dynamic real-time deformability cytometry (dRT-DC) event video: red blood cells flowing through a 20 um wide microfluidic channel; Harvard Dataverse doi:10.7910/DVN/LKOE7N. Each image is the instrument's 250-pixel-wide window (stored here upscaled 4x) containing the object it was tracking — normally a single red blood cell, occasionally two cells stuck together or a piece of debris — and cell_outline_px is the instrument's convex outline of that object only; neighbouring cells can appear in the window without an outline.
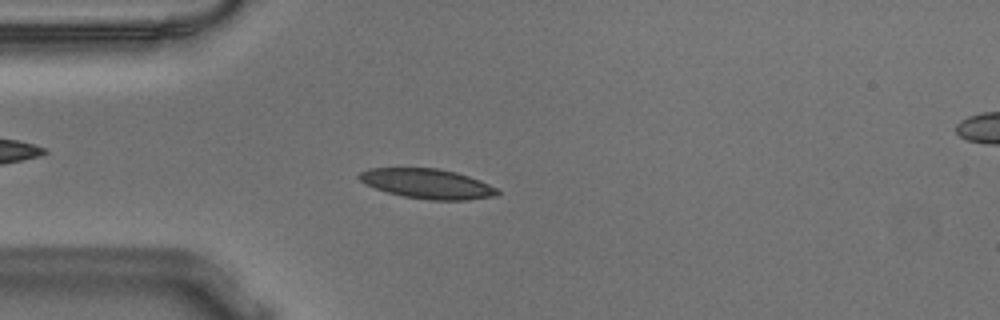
{"species": "Egyptian fruit bat (a non-hibernating species)", "species_latin": "Rousettus aegyptiacus", "temperature_condition": "warm", "stored_images_in_passage": 55, "camera_frame_rate_fps": 3000, "um_per_image_px": 0.085, "animal": {"sex": "male"}, "frame": {"image": 1, "passage_image": 14, "time_ms": 4.333, "image_size_px": [1000, 320], "cell_outline_px": [[500, 192], [496, 196], [468, 200], [428, 200], [404, 196], [388, 192], [376, 188], [360, 180], [356, 176], [360, 172], [368, 168], [436, 168], [456, 172], [480, 180], [496, 188]], "centroid_in_image_um": [36.34, 15.61], "position_along_channel_um": 48.7, "area_um2": 23.87}}
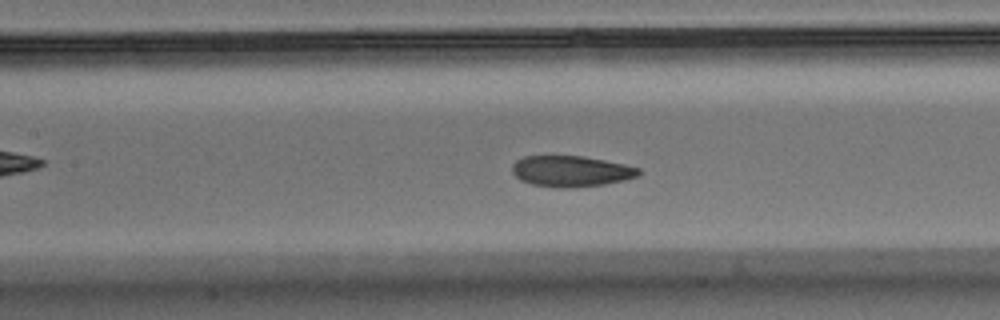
{"frame": {"image": 2, "passage_image": 24, "time_ms": 7.667, "image_size_px": [1000, 320], "cell_outline_px": [[640, 176], [624, 180], [604, 184], [576, 188], [564, 188], [532, 184], [520, 180], [512, 172], [512, 164], [516, 160], [524, 156], [584, 156], [624, 164], [640, 168]], "centroid_in_image_um": [48.55, 14.55], "position_along_channel_um": 158.9, "area_um2": 22.89}}
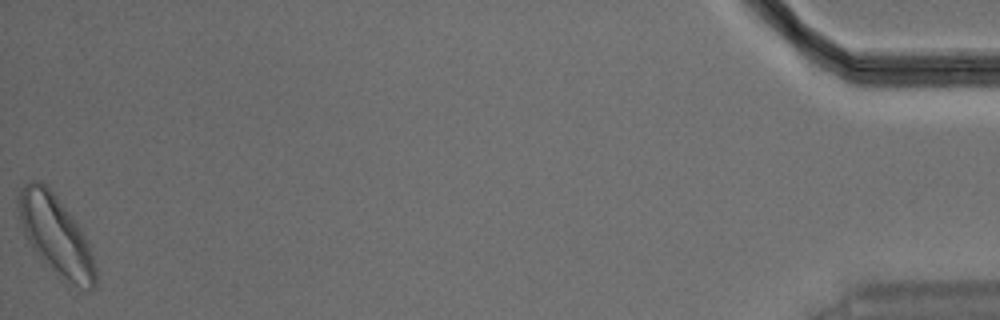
{"frame": {"image": 3, "passage_image": 55, "time_ms": 18.0, "image_size_px": [1000, 320], "cell_outline_px": [[96, 288], [92, 292], [88, 292], [68, 284], [36, 252], [28, 240], [24, 232], [20, 220], [16, 204], [16, 200], [20, 188], [28, 180], [40, 180], [56, 196], [72, 216], [80, 228], [88, 244], [96, 268]], "centroid_in_image_um": [4.75, 20.01], "position_along_channel_um": 430.4, "area_um2": 35.43}, "authors_computed_cell_mechanics": {"area_um2": 23.5246, "velocity_mm_per_s": 3.598, "shape_relaxation_time_tau1_ms": 4.9417, "shape_relaxation_time_tau2_ms": 2.3852, "deformation_change_tau1": 0.1333, "deformation_change_tau2": 0.0809}}